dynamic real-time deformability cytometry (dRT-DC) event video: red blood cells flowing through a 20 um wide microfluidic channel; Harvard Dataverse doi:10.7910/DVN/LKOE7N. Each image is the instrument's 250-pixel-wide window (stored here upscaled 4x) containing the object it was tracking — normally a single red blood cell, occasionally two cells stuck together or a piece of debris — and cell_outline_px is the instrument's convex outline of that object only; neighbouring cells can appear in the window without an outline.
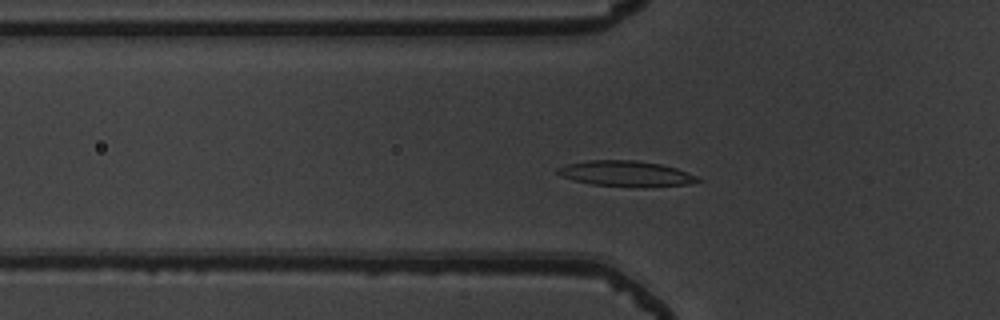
{"species": "common noctule bat (a hibernating species)", "species_latin": "Nyctalus noctula", "temperature_condition": "warm", "stored_images_in_passage": 49, "camera_frame_rate_fps": 3000, "um_per_image_px": 0.085, "animal": {"sex": "male", "body_mass_g": 19.5, "forearm_length_mm": 54.6}, "frame": {"image": 1, "passage_image": 14, "time_ms": 4.333, "image_size_px": [1000, 320], "cell_outline_px": [[704, 180], [688, 184], [644, 188], [592, 184], [572, 180], [556, 172], [556, 168], [564, 164], [588, 160], [636, 160], [660, 164], [676, 168], [688, 172]], "centroid_in_image_um": [53.22, 14.76], "position_along_channel_um": 72.6, "area_um2": 21.15}}
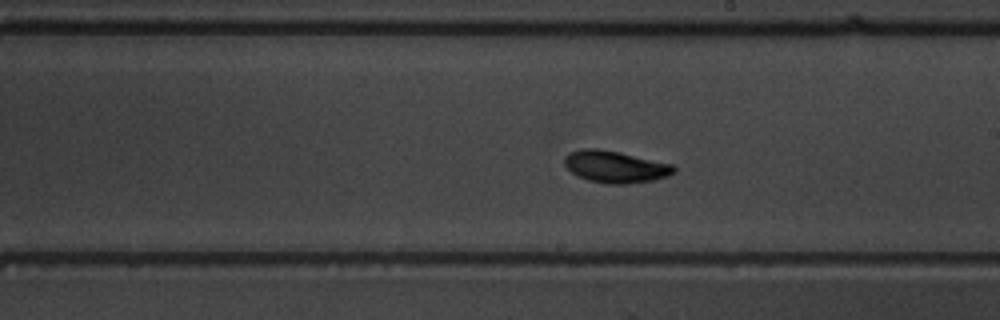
{"frame": {"image": 2, "passage_image": 27, "time_ms": 8.667, "image_size_px": [1000, 320], "cell_outline_px": [[676, 172], [668, 176], [652, 180], [628, 184], [608, 184], [588, 180], [576, 176], [564, 164], [564, 156], [568, 152], [580, 148], [596, 148], [616, 152], [672, 164], [676, 168]], "centroid_in_image_um": [52.26, 14.18], "position_along_channel_um": 236.7, "area_um2": 20.29}}
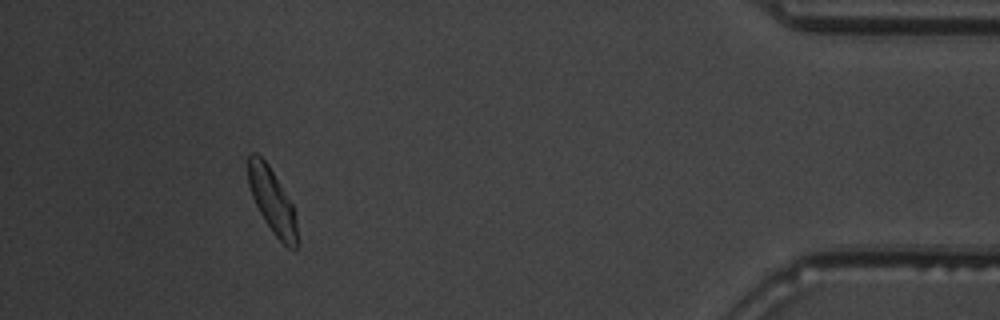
{"frame": {"image": 3, "passage_image": 45, "time_ms": 14.667, "image_size_px": [1000, 320], "cell_outline_px": [[300, 244], [296, 248], [288, 248], [272, 232], [264, 220], [252, 196], [248, 184], [248, 156], [252, 152], [256, 152], [268, 164], [292, 204], [296, 212]], "centroid_in_image_um": [23.18, 17.13], "position_along_channel_um": 412.0, "area_um2": 18.73}, "authors_computed_cell_mechanics": {"area_um2": 19.8254, "velocity_mm_per_s": 3.7958, "shape_relaxation_time_tau1_ms": 2.7147, "shape_relaxation_time_tau2_ms": 1.8857, "deformation_change_tau1": 0.1188, "deformation_change_tau2": 0.0659}}